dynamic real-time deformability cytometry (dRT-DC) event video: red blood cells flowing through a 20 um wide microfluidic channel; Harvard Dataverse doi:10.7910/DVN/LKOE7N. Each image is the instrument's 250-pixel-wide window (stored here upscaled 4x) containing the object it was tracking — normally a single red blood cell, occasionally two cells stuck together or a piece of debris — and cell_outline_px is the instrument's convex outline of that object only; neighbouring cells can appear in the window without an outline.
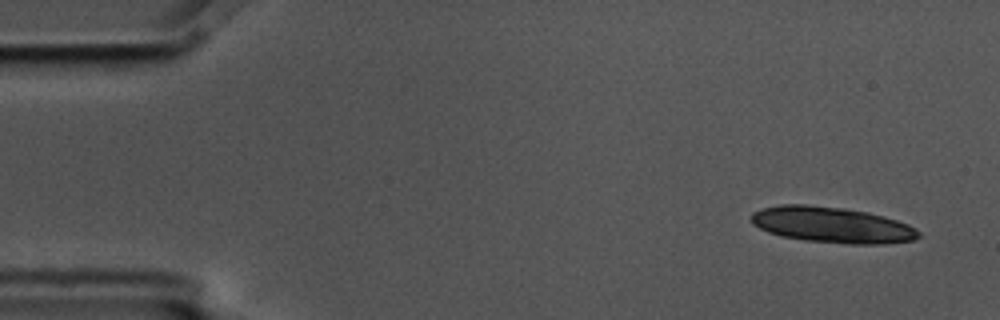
{"species": "common noctule bat (a hibernating species)", "species_latin": "Nyctalus noctula", "temperature_condition": "cold", "stored_images_in_passage": 9, "camera_frame_rate_fps": 3000, "um_per_image_px": 0.085, "animal": {"sex": "male", "body_mass_g": 17.5, "forearm_length_mm": 52.3}, "frame": {"image": 1, "passage_image": 1, "time_ms": 0.0, "image_size_px": [1000, 320], "cell_outline_px": [[920, 236], [912, 240], [884, 244], [852, 244], [804, 240], [784, 236], [768, 232], [752, 224], [752, 212], [764, 208], [780, 204], [804, 204], [844, 208], [868, 212], [884, 216], [908, 224], [916, 228], [920, 232]], "centroid_in_image_um": [70.74, 19.11], "position_along_channel_um": 14.3, "area_um2": 34.91}}